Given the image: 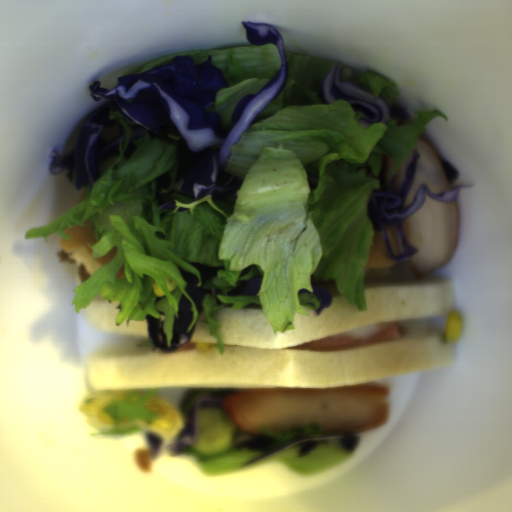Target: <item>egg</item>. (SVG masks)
I'll use <instances>...</instances> for the list:
<instances>
[{"instance_id": "1", "label": "egg", "mask_w": 512, "mask_h": 512, "mask_svg": "<svg viewBox=\"0 0 512 512\" xmlns=\"http://www.w3.org/2000/svg\"><path fill=\"white\" fill-rule=\"evenodd\" d=\"M384 330H385V327H383L382 325L379 324V325H369V326H365V327L351 329L344 334L347 335L349 338L364 339L371 335H377L379 333H382Z\"/></svg>"}, {"instance_id": "2", "label": "egg", "mask_w": 512, "mask_h": 512, "mask_svg": "<svg viewBox=\"0 0 512 512\" xmlns=\"http://www.w3.org/2000/svg\"><path fill=\"white\" fill-rule=\"evenodd\" d=\"M195 348L196 350H207V349H213L211 342H196Z\"/></svg>"}]
</instances>
